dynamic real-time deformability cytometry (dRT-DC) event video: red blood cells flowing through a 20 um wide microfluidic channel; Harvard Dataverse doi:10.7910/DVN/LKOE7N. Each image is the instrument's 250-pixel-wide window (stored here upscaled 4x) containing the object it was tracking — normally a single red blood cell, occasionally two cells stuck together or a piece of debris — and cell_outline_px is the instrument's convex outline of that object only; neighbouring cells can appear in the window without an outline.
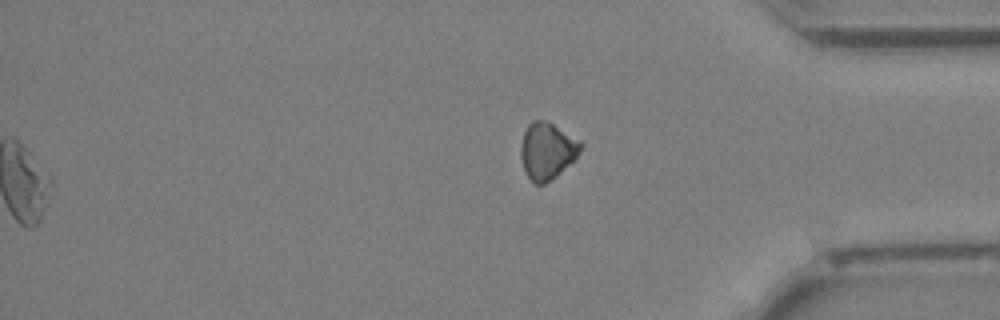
{"species": "Egyptian fruit bat (a non-hibernating species)", "species_latin": "Rousettus aegyptiacus", "temperature_condition": "cold", "stored_images_in_passage": 34, "segment_of_instrument_passage": [2, 2], "camera_frame_rate_fps": 3000, "um_per_image_px": 0.085, "animal": {"sex": "female"}, "frame": {"image": 1, "passage_image": 34, "time_ms": 11.0, "image_size_px": [1000, 320], "cell_outline_px": [[584, 144], [576, 160], [556, 176], [544, 184], [536, 184], [528, 176], [524, 168], [520, 156], [520, 144], [524, 132], [528, 124], [532, 120], [544, 120], [552, 124], [580, 140]], "centroid_in_image_um": [46.52, 12.82], "position_along_channel_um": 388.7, "area_um2": 19.88}}